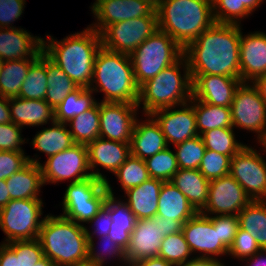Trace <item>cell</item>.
Returning a JSON list of instances; mask_svg holds the SVG:
<instances>
[{"mask_svg":"<svg viewBox=\"0 0 266 266\" xmlns=\"http://www.w3.org/2000/svg\"><path fill=\"white\" fill-rule=\"evenodd\" d=\"M180 107L177 110L176 107L162 108L150 114L160 126L168 146L198 136L193 106L185 103Z\"/></svg>","mask_w":266,"mask_h":266,"instance_id":"18","label":"cell"},{"mask_svg":"<svg viewBox=\"0 0 266 266\" xmlns=\"http://www.w3.org/2000/svg\"><path fill=\"white\" fill-rule=\"evenodd\" d=\"M137 104L123 102H100L99 137L130 143L137 120Z\"/></svg>","mask_w":266,"mask_h":266,"instance_id":"15","label":"cell"},{"mask_svg":"<svg viewBox=\"0 0 266 266\" xmlns=\"http://www.w3.org/2000/svg\"><path fill=\"white\" fill-rule=\"evenodd\" d=\"M197 212H201L208 200L210 180L206 179L198 169H179L171 181Z\"/></svg>","mask_w":266,"mask_h":266,"instance_id":"29","label":"cell"},{"mask_svg":"<svg viewBox=\"0 0 266 266\" xmlns=\"http://www.w3.org/2000/svg\"><path fill=\"white\" fill-rule=\"evenodd\" d=\"M21 129L13 122L0 124V151L24 152L20 145L26 142L21 136Z\"/></svg>","mask_w":266,"mask_h":266,"instance_id":"51","label":"cell"},{"mask_svg":"<svg viewBox=\"0 0 266 266\" xmlns=\"http://www.w3.org/2000/svg\"><path fill=\"white\" fill-rule=\"evenodd\" d=\"M198 212L189 200L170 181L163 182L158 198V216L184 224Z\"/></svg>","mask_w":266,"mask_h":266,"instance_id":"28","label":"cell"},{"mask_svg":"<svg viewBox=\"0 0 266 266\" xmlns=\"http://www.w3.org/2000/svg\"><path fill=\"white\" fill-rule=\"evenodd\" d=\"M124 192L150 178L145 160L130 155L114 172Z\"/></svg>","mask_w":266,"mask_h":266,"instance_id":"42","label":"cell"},{"mask_svg":"<svg viewBox=\"0 0 266 266\" xmlns=\"http://www.w3.org/2000/svg\"><path fill=\"white\" fill-rule=\"evenodd\" d=\"M156 13L158 29L183 49L215 23L212 0H161Z\"/></svg>","mask_w":266,"mask_h":266,"instance_id":"4","label":"cell"},{"mask_svg":"<svg viewBox=\"0 0 266 266\" xmlns=\"http://www.w3.org/2000/svg\"><path fill=\"white\" fill-rule=\"evenodd\" d=\"M103 247L104 252L102 251H95L97 250L94 240H88V264L87 266H104V262L110 257H116L117 259L122 262L124 266H127L126 262V255L125 250L120 247L118 244L114 243L112 239L109 236H103L100 238ZM102 248V247H101ZM101 252V253H100ZM103 252V253H102ZM108 254V255H107ZM124 262V263H123Z\"/></svg>","mask_w":266,"mask_h":266,"instance_id":"45","label":"cell"},{"mask_svg":"<svg viewBox=\"0 0 266 266\" xmlns=\"http://www.w3.org/2000/svg\"><path fill=\"white\" fill-rule=\"evenodd\" d=\"M99 1H101V0H96L93 4H92V6H91V9L99 2Z\"/></svg>","mask_w":266,"mask_h":266,"instance_id":"65","label":"cell"},{"mask_svg":"<svg viewBox=\"0 0 266 266\" xmlns=\"http://www.w3.org/2000/svg\"><path fill=\"white\" fill-rule=\"evenodd\" d=\"M108 195L106 181L93 176L70 183L63 195L61 216L80 225L88 223L104 207Z\"/></svg>","mask_w":266,"mask_h":266,"instance_id":"8","label":"cell"},{"mask_svg":"<svg viewBox=\"0 0 266 266\" xmlns=\"http://www.w3.org/2000/svg\"><path fill=\"white\" fill-rule=\"evenodd\" d=\"M191 255L192 253L186 242L184 233L180 231L164 237L158 257L164 258L174 266H181L194 258L188 259Z\"/></svg>","mask_w":266,"mask_h":266,"instance_id":"41","label":"cell"},{"mask_svg":"<svg viewBox=\"0 0 266 266\" xmlns=\"http://www.w3.org/2000/svg\"><path fill=\"white\" fill-rule=\"evenodd\" d=\"M223 265H224L223 263L217 260H213L210 258L195 257L181 266H223Z\"/></svg>","mask_w":266,"mask_h":266,"instance_id":"58","label":"cell"},{"mask_svg":"<svg viewBox=\"0 0 266 266\" xmlns=\"http://www.w3.org/2000/svg\"><path fill=\"white\" fill-rule=\"evenodd\" d=\"M184 49L167 33L156 30L130 55L138 87L175 63Z\"/></svg>","mask_w":266,"mask_h":266,"instance_id":"7","label":"cell"},{"mask_svg":"<svg viewBox=\"0 0 266 266\" xmlns=\"http://www.w3.org/2000/svg\"><path fill=\"white\" fill-rule=\"evenodd\" d=\"M43 52V38L23 28H0V60L38 58Z\"/></svg>","mask_w":266,"mask_h":266,"instance_id":"22","label":"cell"},{"mask_svg":"<svg viewBox=\"0 0 266 266\" xmlns=\"http://www.w3.org/2000/svg\"><path fill=\"white\" fill-rule=\"evenodd\" d=\"M91 11L97 22L89 26L99 34L110 24L138 17H157L156 9L144 0H101Z\"/></svg>","mask_w":266,"mask_h":266,"instance_id":"17","label":"cell"},{"mask_svg":"<svg viewBox=\"0 0 266 266\" xmlns=\"http://www.w3.org/2000/svg\"><path fill=\"white\" fill-rule=\"evenodd\" d=\"M179 169H199L206 147L200 135L174 146Z\"/></svg>","mask_w":266,"mask_h":266,"instance_id":"44","label":"cell"},{"mask_svg":"<svg viewBox=\"0 0 266 266\" xmlns=\"http://www.w3.org/2000/svg\"><path fill=\"white\" fill-rule=\"evenodd\" d=\"M33 266H56L48 257H44Z\"/></svg>","mask_w":266,"mask_h":266,"instance_id":"62","label":"cell"},{"mask_svg":"<svg viewBox=\"0 0 266 266\" xmlns=\"http://www.w3.org/2000/svg\"><path fill=\"white\" fill-rule=\"evenodd\" d=\"M90 170L101 166L114 172L131 155L130 143H122L98 137L86 145Z\"/></svg>","mask_w":266,"mask_h":266,"instance_id":"24","label":"cell"},{"mask_svg":"<svg viewBox=\"0 0 266 266\" xmlns=\"http://www.w3.org/2000/svg\"><path fill=\"white\" fill-rule=\"evenodd\" d=\"M37 58L2 61L0 69V95L5 98L18 97L30 65Z\"/></svg>","mask_w":266,"mask_h":266,"instance_id":"35","label":"cell"},{"mask_svg":"<svg viewBox=\"0 0 266 266\" xmlns=\"http://www.w3.org/2000/svg\"><path fill=\"white\" fill-rule=\"evenodd\" d=\"M47 86L46 54L42 52L30 65L18 97L30 100H45Z\"/></svg>","mask_w":266,"mask_h":266,"instance_id":"39","label":"cell"},{"mask_svg":"<svg viewBox=\"0 0 266 266\" xmlns=\"http://www.w3.org/2000/svg\"><path fill=\"white\" fill-rule=\"evenodd\" d=\"M145 117L148 119L144 122L136 120L130 142L131 155L142 160L168 147L164 134L155 119L150 114Z\"/></svg>","mask_w":266,"mask_h":266,"instance_id":"23","label":"cell"},{"mask_svg":"<svg viewBox=\"0 0 266 266\" xmlns=\"http://www.w3.org/2000/svg\"><path fill=\"white\" fill-rule=\"evenodd\" d=\"M266 74V34L253 32L240 37V79L253 82Z\"/></svg>","mask_w":266,"mask_h":266,"instance_id":"21","label":"cell"},{"mask_svg":"<svg viewBox=\"0 0 266 266\" xmlns=\"http://www.w3.org/2000/svg\"><path fill=\"white\" fill-rule=\"evenodd\" d=\"M11 200L5 180H0V209Z\"/></svg>","mask_w":266,"mask_h":266,"instance_id":"61","label":"cell"},{"mask_svg":"<svg viewBox=\"0 0 266 266\" xmlns=\"http://www.w3.org/2000/svg\"><path fill=\"white\" fill-rule=\"evenodd\" d=\"M183 73L181 76V69ZM192 98V78L186 56L183 54L175 63L164 68L159 74L139 87L137 106L144 114L153 111L181 106Z\"/></svg>","mask_w":266,"mask_h":266,"instance_id":"6","label":"cell"},{"mask_svg":"<svg viewBox=\"0 0 266 266\" xmlns=\"http://www.w3.org/2000/svg\"><path fill=\"white\" fill-rule=\"evenodd\" d=\"M89 89L103 92L102 102L137 104L139 87L134 78L130 55L101 47L95 58Z\"/></svg>","mask_w":266,"mask_h":266,"instance_id":"5","label":"cell"},{"mask_svg":"<svg viewBox=\"0 0 266 266\" xmlns=\"http://www.w3.org/2000/svg\"><path fill=\"white\" fill-rule=\"evenodd\" d=\"M69 123V124H68ZM67 125L75 144L87 145L99 137L100 113L99 102L84 113L75 116Z\"/></svg>","mask_w":266,"mask_h":266,"instance_id":"38","label":"cell"},{"mask_svg":"<svg viewBox=\"0 0 266 266\" xmlns=\"http://www.w3.org/2000/svg\"><path fill=\"white\" fill-rule=\"evenodd\" d=\"M182 225L180 221L164 219V217L160 216V228L163 237L182 231Z\"/></svg>","mask_w":266,"mask_h":266,"instance_id":"54","label":"cell"},{"mask_svg":"<svg viewBox=\"0 0 266 266\" xmlns=\"http://www.w3.org/2000/svg\"><path fill=\"white\" fill-rule=\"evenodd\" d=\"M43 184L62 182L72 179L71 183L79 182L90 177L104 181L107 178L99 169L91 171L88 161V151L84 144H74L71 148L63 150L47 158L44 164H39Z\"/></svg>","mask_w":266,"mask_h":266,"instance_id":"10","label":"cell"},{"mask_svg":"<svg viewBox=\"0 0 266 266\" xmlns=\"http://www.w3.org/2000/svg\"><path fill=\"white\" fill-rule=\"evenodd\" d=\"M242 186L229 174L210 180L208 200L203 215H238L251 202Z\"/></svg>","mask_w":266,"mask_h":266,"instance_id":"14","label":"cell"},{"mask_svg":"<svg viewBox=\"0 0 266 266\" xmlns=\"http://www.w3.org/2000/svg\"><path fill=\"white\" fill-rule=\"evenodd\" d=\"M51 124V127L39 131L30 142L34 149L45 153L47 158L69 149L75 144L69 129H67V124L57 121Z\"/></svg>","mask_w":266,"mask_h":266,"instance_id":"32","label":"cell"},{"mask_svg":"<svg viewBox=\"0 0 266 266\" xmlns=\"http://www.w3.org/2000/svg\"><path fill=\"white\" fill-rule=\"evenodd\" d=\"M252 84L257 88L260 96L266 102V74L256 78Z\"/></svg>","mask_w":266,"mask_h":266,"instance_id":"60","label":"cell"},{"mask_svg":"<svg viewBox=\"0 0 266 266\" xmlns=\"http://www.w3.org/2000/svg\"><path fill=\"white\" fill-rule=\"evenodd\" d=\"M144 1L148 2L149 4H151L156 9L161 0H144Z\"/></svg>","mask_w":266,"mask_h":266,"instance_id":"63","label":"cell"},{"mask_svg":"<svg viewBox=\"0 0 266 266\" xmlns=\"http://www.w3.org/2000/svg\"><path fill=\"white\" fill-rule=\"evenodd\" d=\"M156 30L157 17H138L110 24L100 33L102 47L131 55Z\"/></svg>","mask_w":266,"mask_h":266,"instance_id":"12","label":"cell"},{"mask_svg":"<svg viewBox=\"0 0 266 266\" xmlns=\"http://www.w3.org/2000/svg\"><path fill=\"white\" fill-rule=\"evenodd\" d=\"M239 227L266 249V200H252L238 214Z\"/></svg>","mask_w":266,"mask_h":266,"instance_id":"34","label":"cell"},{"mask_svg":"<svg viewBox=\"0 0 266 266\" xmlns=\"http://www.w3.org/2000/svg\"><path fill=\"white\" fill-rule=\"evenodd\" d=\"M38 239L44 256L56 266H87L86 226L61 215H45Z\"/></svg>","mask_w":266,"mask_h":266,"instance_id":"3","label":"cell"},{"mask_svg":"<svg viewBox=\"0 0 266 266\" xmlns=\"http://www.w3.org/2000/svg\"><path fill=\"white\" fill-rule=\"evenodd\" d=\"M230 161L229 156L206 149L198 170L208 180L224 177L230 173Z\"/></svg>","mask_w":266,"mask_h":266,"instance_id":"46","label":"cell"},{"mask_svg":"<svg viewBox=\"0 0 266 266\" xmlns=\"http://www.w3.org/2000/svg\"><path fill=\"white\" fill-rule=\"evenodd\" d=\"M26 0H0V28H16L14 21L21 17Z\"/></svg>","mask_w":266,"mask_h":266,"instance_id":"52","label":"cell"},{"mask_svg":"<svg viewBox=\"0 0 266 266\" xmlns=\"http://www.w3.org/2000/svg\"><path fill=\"white\" fill-rule=\"evenodd\" d=\"M262 147H264V151L266 152V139L261 143Z\"/></svg>","mask_w":266,"mask_h":266,"instance_id":"64","label":"cell"},{"mask_svg":"<svg viewBox=\"0 0 266 266\" xmlns=\"http://www.w3.org/2000/svg\"><path fill=\"white\" fill-rule=\"evenodd\" d=\"M42 206V199H20L10 200L0 209V228L6 235L3 243L38 238L44 221L40 220Z\"/></svg>","mask_w":266,"mask_h":266,"instance_id":"9","label":"cell"},{"mask_svg":"<svg viewBox=\"0 0 266 266\" xmlns=\"http://www.w3.org/2000/svg\"><path fill=\"white\" fill-rule=\"evenodd\" d=\"M241 26L214 23L185 49L191 75L240 78Z\"/></svg>","mask_w":266,"mask_h":266,"instance_id":"1","label":"cell"},{"mask_svg":"<svg viewBox=\"0 0 266 266\" xmlns=\"http://www.w3.org/2000/svg\"><path fill=\"white\" fill-rule=\"evenodd\" d=\"M192 98L222 107H231L240 78L223 75H191Z\"/></svg>","mask_w":266,"mask_h":266,"instance_id":"20","label":"cell"},{"mask_svg":"<svg viewBox=\"0 0 266 266\" xmlns=\"http://www.w3.org/2000/svg\"><path fill=\"white\" fill-rule=\"evenodd\" d=\"M163 240L160 216L136 220L125 251L127 266H132L142 259L158 256Z\"/></svg>","mask_w":266,"mask_h":266,"instance_id":"19","label":"cell"},{"mask_svg":"<svg viewBox=\"0 0 266 266\" xmlns=\"http://www.w3.org/2000/svg\"><path fill=\"white\" fill-rule=\"evenodd\" d=\"M266 249H261L253 256L244 259V261H248V265L246 266H266Z\"/></svg>","mask_w":266,"mask_h":266,"instance_id":"59","label":"cell"},{"mask_svg":"<svg viewBox=\"0 0 266 266\" xmlns=\"http://www.w3.org/2000/svg\"><path fill=\"white\" fill-rule=\"evenodd\" d=\"M214 228H218L219 241L229 249L239 228L238 215L209 216Z\"/></svg>","mask_w":266,"mask_h":266,"instance_id":"50","label":"cell"},{"mask_svg":"<svg viewBox=\"0 0 266 266\" xmlns=\"http://www.w3.org/2000/svg\"><path fill=\"white\" fill-rule=\"evenodd\" d=\"M229 174L251 200H266V161L257 150L244 146L231 158Z\"/></svg>","mask_w":266,"mask_h":266,"instance_id":"13","label":"cell"},{"mask_svg":"<svg viewBox=\"0 0 266 266\" xmlns=\"http://www.w3.org/2000/svg\"><path fill=\"white\" fill-rule=\"evenodd\" d=\"M150 178L164 182L171 181L174 174L179 170L175 152L169 147L156 153L145 160Z\"/></svg>","mask_w":266,"mask_h":266,"instance_id":"43","label":"cell"},{"mask_svg":"<svg viewBox=\"0 0 266 266\" xmlns=\"http://www.w3.org/2000/svg\"><path fill=\"white\" fill-rule=\"evenodd\" d=\"M109 191V213L112 219L111 229L108 236L112 241L122 247L125 251L130 242V235L136 224V217L125 201L114 196L111 184L106 181Z\"/></svg>","mask_w":266,"mask_h":266,"instance_id":"27","label":"cell"},{"mask_svg":"<svg viewBox=\"0 0 266 266\" xmlns=\"http://www.w3.org/2000/svg\"><path fill=\"white\" fill-rule=\"evenodd\" d=\"M43 52L78 86L89 88L95 58L102 47L100 34L88 26L85 30L57 41L47 35Z\"/></svg>","mask_w":266,"mask_h":266,"instance_id":"2","label":"cell"},{"mask_svg":"<svg viewBox=\"0 0 266 266\" xmlns=\"http://www.w3.org/2000/svg\"><path fill=\"white\" fill-rule=\"evenodd\" d=\"M89 88L78 87L69 93L55 109V121L67 124L75 116L92 108L97 101Z\"/></svg>","mask_w":266,"mask_h":266,"instance_id":"37","label":"cell"},{"mask_svg":"<svg viewBox=\"0 0 266 266\" xmlns=\"http://www.w3.org/2000/svg\"><path fill=\"white\" fill-rule=\"evenodd\" d=\"M264 0H240V22L262 4Z\"/></svg>","mask_w":266,"mask_h":266,"instance_id":"55","label":"cell"},{"mask_svg":"<svg viewBox=\"0 0 266 266\" xmlns=\"http://www.w3.org/2000/svg\"><path fill=\"white\" fill-rule=\"evenodd\" d=\"M233 129V127L215 128L202 133L200 136L203 139L206 149L232 158L246 146L236 140Z\"/></svg>","mask_w":266,"mask_h":266,"instance_id":"40","label":"cell"},{"mask_svg":"<svg viewBox=\"0 0 266 266\" xmlns=\"http://www.w3.org/2000/svg\"><path fill=\"white\" fill-rule=\"evenodd\" d=\"M163 182L159 179L149 178L139 186L125 191L128 198L125 202L137 220L153 218L157 215L158 198Z\"/></svg>","mask_w":266,"mask_h":266,"instance_id":"26","label":"cell"},{"mask_svg":"<svg viewBox=\"0 0 266 266\" xmlns=\"http://www.w3.org/2000/svg\"><path fill=\"white\" fill-rule=\"evenodd\" d=\"M189 103L196 116L198 135L215 128L233 127L231 107L215 106L194 98Z\"/></svg>","mask_w":266,"mask_h":266,"instance_id":"33","label":"cell"},{"mask_svg":"<svg viewBox=\"0 0 266 266\" xmlns=\"http://www.w3.org/2000/svg\"><path fill=\"white\" fill-rule=\"evenodd\" d=\"M44 257L38 238L0 244V266H33Z\"/></svg>","mask_w":266,"mask_h":266,"instance_id":"31","label":"cell"},{"mask_svg":"<svg viewBox=\"0 0 266 266\" xmlns=\"http://www.w3.org/2000/svg\"><path fill=\"white\" fill-rule=\"evenodd\" d=\"M88 223L93 224L95 226L94 231L90 232L86 227V234L88 236V240H93L95 234H97L98 238L100 236H108L109 230L111 229L112 219L109 213V195L106 199L104 207L97 213V215L91 219Z\"/></svg>","mask_w":266,"mask_h":266,"instance_id":"53","label":"cell"},{"mask_svg":"<svg viewBox=\"0 0 266 266\" xmlns=\"http://www.w3.org/2000/svg\"><path fill=\"white\" fill-rule=\"evenodd\" d=\"M11 200L41 199L40 188L44 185L39 164L29 162L24 168L5 180Z\"/></svg>","mask_w":266,"mask_h":266,"instance_id":"30","label":"cell"},{"mask_svg":"<svg viewBox=\"0 0 266 266\" xmlns=\"http://www.w3.org/2000/svg\"><path fill=\"white\" fill-rule=\"evenodd\" d=\"M231 116L233 128L255 132L260 144L266 139V102L251 82H242L237 88L231 104Z\"/></svg>","mask_w":266,"mask_h":266,"instance_id":"11","label":"cell"},{"mask_svg":"<svg viewBox=\"0 0 266 266\" xmlns=\"http://www.w3.org/2000/svg\"><path fill=\"white\" fill-rule=\"evenodd\" d=\"M11 121L23 126H42L55 121V110L45 100L9 98Z\"/></svg>","mask_w":266,"mask_h":266,"instance_id":"25","label":"cell"},{"mask_svg":"<svg viewBox=\"0 0 266 266\" xmlns=\"http://www.w3.org/2000/svg\"><path fill=\"white\" fill-rule=\"evenodd\" d=\"M11 121L9 98L0 95V124L9 123Z\"/></svg>","mask_w":266,"mask_h":266,"instance_id":"57","label":"cell"},{"mask_svg":"<svg viewBox=\"0 0 266 266\" xmlns=\"http://www.w3.org/2000/svg\"><path fill=\"white\" fill-rule=\"evenodd\" d=\"M182 232L191 253L200 252L195 257L219 261L214 256L228 254V249L219 241L218 228H214L213 221L209 216L198 212L182 225Z\"/></svg>","mask_w":266,"mask_h":266,"instance_id":"16","label":"cell"},{"mask_svg":"<svg viewBox=\"0 0 266 266\" xmlns=\"http://www.w3.org/2000/svg\"><path fill=\"white\" fill-rule=\"evenodd\" d=\"M260 250L261 248L256 239H254L250 233L239 227L233 243L228 249V255L243 261Z\"/></svg>","mask_w":266,"mask_h":266,"instance_id":"48","label":"cell"},{"mask_svg":"<svg viewBox=\"0 0 266 266\" xmlns=\"http://www.w3.org/2000/svg\"><path fill=\"white\" fill-rule=\"evenodd\" d=\"M215 23L240 25V0H212Z\"/></svg>","mask_w":266,"mask_h":266,"instance_id":"49","label":"cell"},{"mask_svg":"<svg viewBox=\"0 0 266 266\" xmlns=\"http://www.w3.org/2000/svg\"><path fill=\"white\" fill-rule=\"evenodd\" d=\"M47 92L45 101L55 110L62 100L78 86L46 55Z\"/></svg>","mask_w":266,"mask_h":266,"instance_id":"36","label":"cell"},{"mask_svg":"<svg viewBox=\"0 0 266 266\" xmlns=\"http://www.w3.org/2000/svg\"><path fill=\"white\" fill-rule=\"evenodd\" d=\"M132 266H174L161 257H150L136 262Z\"/></svg>","mask_w":266,"mask_h":266,"instance_id":"56","label":"cell"},{"mask_svg":"<svg viewBox=\"0 0 266 266\" xmlns=\"http://www.w3.org/2000/svg\"><path fill=\"white\" fill-rule=\"evenodd\" d=\"M29 162L40 164L37 158H30L24 152L0 151V180H6Z\"/></svg>","mask_w":266,"mask_h":266,"instance_id":"47","label":"cell"}]
</instances>
